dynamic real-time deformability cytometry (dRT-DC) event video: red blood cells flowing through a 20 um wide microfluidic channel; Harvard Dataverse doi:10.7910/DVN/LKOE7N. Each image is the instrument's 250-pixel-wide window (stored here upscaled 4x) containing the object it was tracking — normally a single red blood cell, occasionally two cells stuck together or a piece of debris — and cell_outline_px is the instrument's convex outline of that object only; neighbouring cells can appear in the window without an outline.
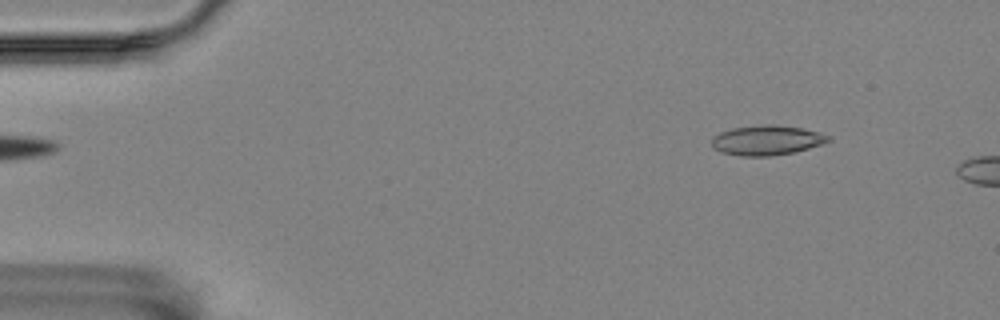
{"species": "Egyptian fruit bat (a non-hibernating species)", "species_latin": "Rousettus aegyptiacus", "temperature_condition": "room temperature", "stored_images_in_passage": 3, "camera_frame_rate_fps": 3000, "um_per_image_px": 0.085, "animal": {"sex": "female"}, "frame": {"image": 1, "passage_image": 1, "time_ms": 0.0, "image_size_px": [1000, 320], "cell_outline_px": [[832, 140], [808, 148], [792, 152], [772, 156], [740, 156], [720, 152], [712, 148], [712, 136], [720, 132], [732, 128], [764, 124], [772, 124], [800, 128], [832, 136]], "centroid_in_image_um": [65.13, 11.92], "position_along_channel_um": 19.9, "area_um2": 20.23}}